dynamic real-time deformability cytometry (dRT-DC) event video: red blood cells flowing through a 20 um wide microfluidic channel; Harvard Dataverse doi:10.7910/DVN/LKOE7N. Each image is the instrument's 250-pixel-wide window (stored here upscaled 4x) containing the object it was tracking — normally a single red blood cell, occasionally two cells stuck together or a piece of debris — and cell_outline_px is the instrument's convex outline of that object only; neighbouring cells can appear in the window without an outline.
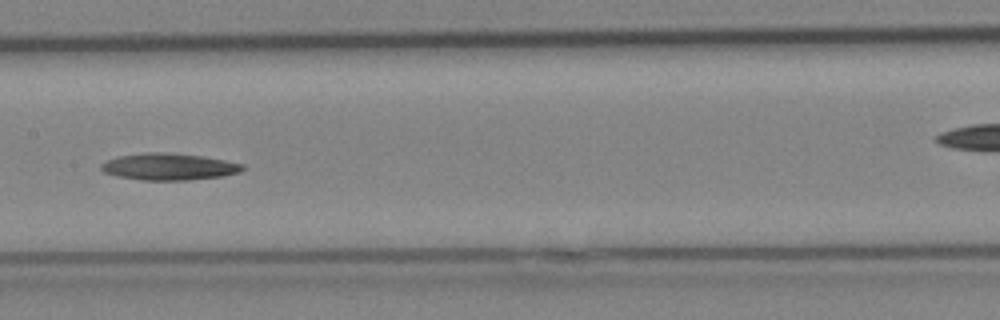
{"species": "Egyptian fruit bat (a non-hibernating species)", "species_latin": "Rousettus aegyptiacus", "temperature_condition": "cold", "stored_images_in_passage": 21, "camera_frame_rate_fps": 3000, "um_per_image_px": 0.085, "animal": {"sex": "female"}, "frame": {"image": 1, "passage_image": 15, "time_ms": 4.667, "image_size_px": [1000, 320], "cell_outline_px": [[244, 168], [240, 172], [224, 176], [188, 180], [140, 180], [116, 176], [104, 172], [100, 168], [100, 164], [108, 160], [120, 156], [148, 152], [164, 152], [204, 156], [244, 164]], "centroid_in_image_um": [14.37, 14.17], "position_along_channel_um": 193.0, "area_um2": 22.08}}
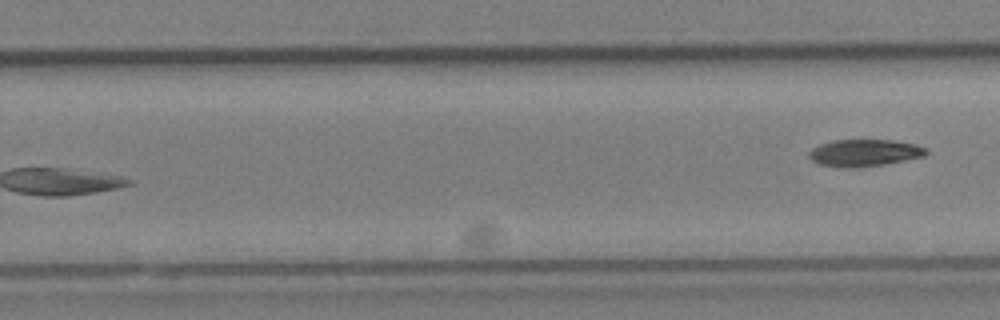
{"frame": {"image": 2, "passage_image": 21, "time_ms": 6.667, "image_size_px": [1000, 320], "cell_outline_px": [[928, 152], [924, 156], [904, 160], [880, 164], [820, 164], [812, 160], [808, 156], [808, 152], [812, 148], [820, 144], [832, 140], [896, 140], [916, 144], [928, 148]], "centroid_in_image_um": [73.54, 12.91], "position_along_channel_um": 256.3, "area_um2": 17.4}}